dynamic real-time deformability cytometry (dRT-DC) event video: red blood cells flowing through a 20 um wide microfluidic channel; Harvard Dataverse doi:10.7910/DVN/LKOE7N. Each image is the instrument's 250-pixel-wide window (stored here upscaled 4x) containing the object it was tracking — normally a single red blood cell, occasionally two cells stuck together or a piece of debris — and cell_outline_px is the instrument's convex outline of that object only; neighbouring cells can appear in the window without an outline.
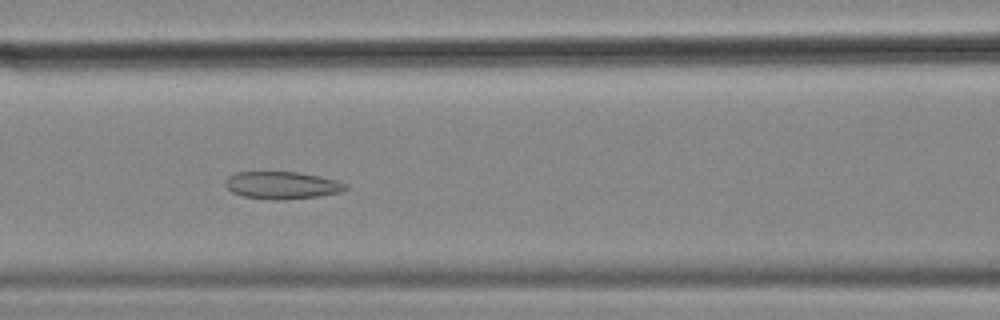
{"species": "common noctule bat (a hibernating species)", "species_latin": "Nyctalus noctula", "temperature_condition": "cold", "stored_images_in_passage": 56, "camera_frame_rate_fps": 3000, "um_per_image_px": 0.085, "animal": {"sex": "female", "body_mass_g": 18.4}, "frame": {"image": 1, "passage_image": 24, "time_ms": 7.667, "image_size_px": [1000, 320], "cell_outline_px": [[348, 188], [340, 192], [320, 196], [284, 200], [272, 200], [244, 196], [232, 192], [224, 184], [228, 176], [236, 172], [296, 172], [336, 180], [348, 184]], "centroid_in_image_um": [23.97, 15.75], "position_along_channel_um": 142.6, "area_um2": 19.13}}
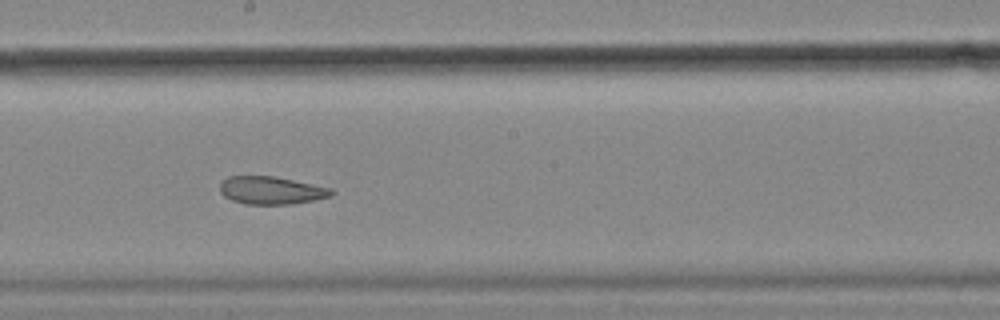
{"frame": {"image": 2, "passage_image": 31, "time_ms": 10.0, "image_size_px": [1000, 320], "cell_outline_px": [[336, 192], [332, 196], [292, 204], [244, 204], [232, 200], [224, 196], [220, 192], [220, 184], [228, 176], [272, 176], [332, 188]], "centroid_in_image_um": [23.06, 16.18], "position_along_channel_um": 225.1, "area_um2": 17.98}}
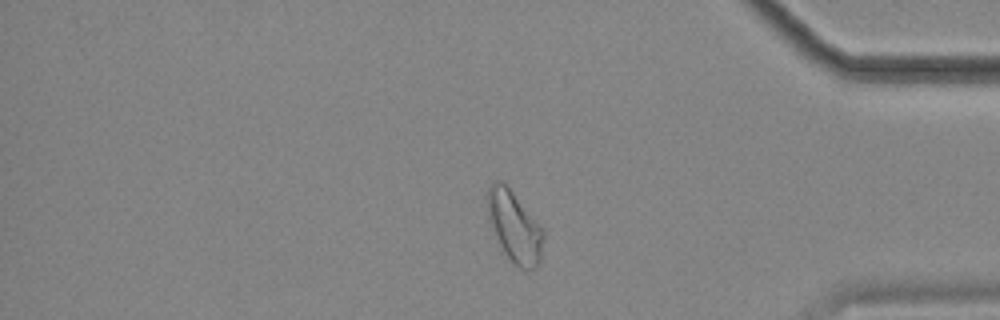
{"frame": {"image": 3, "passage_image": 47, "time_ms": 15.333, "image_size_px": [1000, 320], "cell_outline_px": [[544, 236], [540, 260], [536, 268], [520, 268], [504, 252], [488, 220], [484, 196], [488, 188], [496, 180], [504, 180], [544, 228]], "centroid_in_image_um": [43.71, 19.17], "position_along_channel_um": 391.5, "area_um2": 23.58}, "authors_computed_cell_mechanics": {"area_um2": 23.7847, "velocity_mm_per_s": 3.5532, "shape_relaxation_time_tau1_ms": null, "shape_relaxation_time_tau2_ms": 3.3655, "deformation_change_tau1": null, "deformation_change_tau2": 0.1061}}